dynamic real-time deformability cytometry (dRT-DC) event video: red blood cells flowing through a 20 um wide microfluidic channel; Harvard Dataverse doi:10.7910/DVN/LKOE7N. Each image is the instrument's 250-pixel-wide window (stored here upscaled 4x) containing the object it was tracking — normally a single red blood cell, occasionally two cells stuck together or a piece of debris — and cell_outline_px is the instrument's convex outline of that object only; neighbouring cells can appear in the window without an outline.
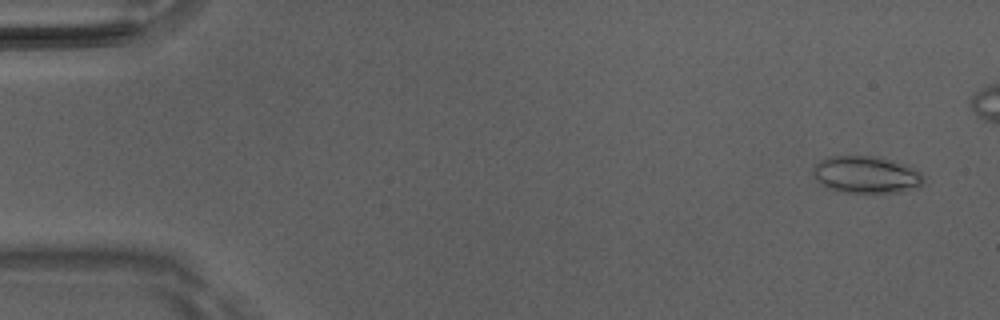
{"species": "Egyptian fruit bat (a non-hibernating species)", "species_latin": "Rousettus aegyptiacus", "temperature_condition": "room temperature", "stored_images_in_passage": 46, "camera_frame_rate_fps": 3000, "um_per_image_px": 0.085, "animal": {"sex": "male"}, "frame": {"image": 1, "passage_image": 3, "time_ms": 0.667, "image_size_px": [1000, 320], "cell_outline_px": [[924, 184], [916, 188], [900, 192], [844, 192], [828, 188], [820, 184], [812, 172], [812, 168], [820, 160], [828, 156], [876, 156], [908, 164], [920, 172], [924, 176]], "centroid_in_image_um": [73.65, 14.83], "position_along_channel_um": 11.3, "area_um2": 24.1}}
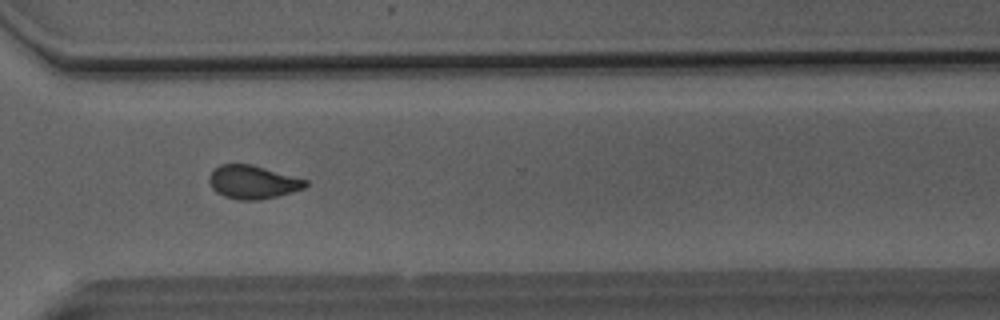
{"frame": {"image": 2, "passage_image": 37, "time_ms": 12.0, "image_size_px": [1000, 320], "cell_outline_px": [[308, 184], [304, 188], [292, 192], [276, 196], [256, 200], [236, 200], [224, 196], [216, 192], [212, 188], [208, 180], [208, 176], [220, 164], [252, 164], [308, 180]], "centroid_in_image_um": [21.47, 15.48], "position_along_channel_um": 349.1, "area_um2": 18.73}}
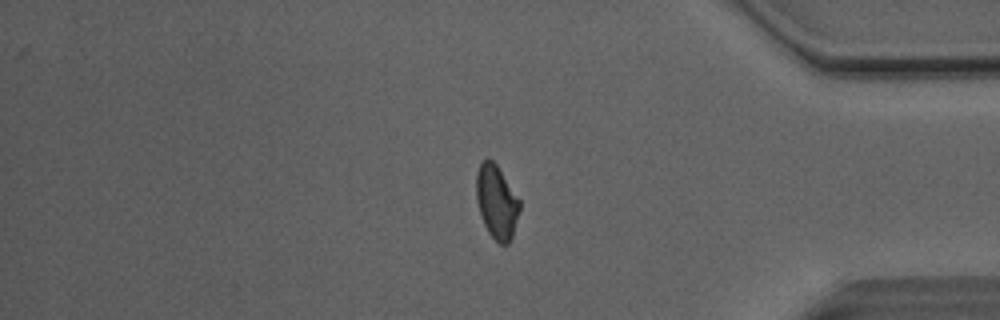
{"frame": {"image": 3, "passage_image": 42, "time_ms": 13.667, "image_size_px": [1000, 320], "cell_outline_px": [[520, 208], [512, 236], [508, 244], [500, 244], [488, 232], [484, 224], [476, 200], [476, 172], [480, 164], [484, 160], [492, 160], [496, 164], [520, 200]], "centroid_in_image_um": [42.2, 17.16], "position_along_channel_um": 393.0, "area_um2": 18.32}, "authors_computed_cell_mechanics": {"area_um2": 19.4497, "velocity_mm_per_s": 4.1149, "shape_relaxation_time_tau1_ms": 9.8167, "shape_relaxation_time_tau2_ms": 1.5399, "deformation_change_tau1": 0.1919, "deformation_change_tau2": 0.073}}